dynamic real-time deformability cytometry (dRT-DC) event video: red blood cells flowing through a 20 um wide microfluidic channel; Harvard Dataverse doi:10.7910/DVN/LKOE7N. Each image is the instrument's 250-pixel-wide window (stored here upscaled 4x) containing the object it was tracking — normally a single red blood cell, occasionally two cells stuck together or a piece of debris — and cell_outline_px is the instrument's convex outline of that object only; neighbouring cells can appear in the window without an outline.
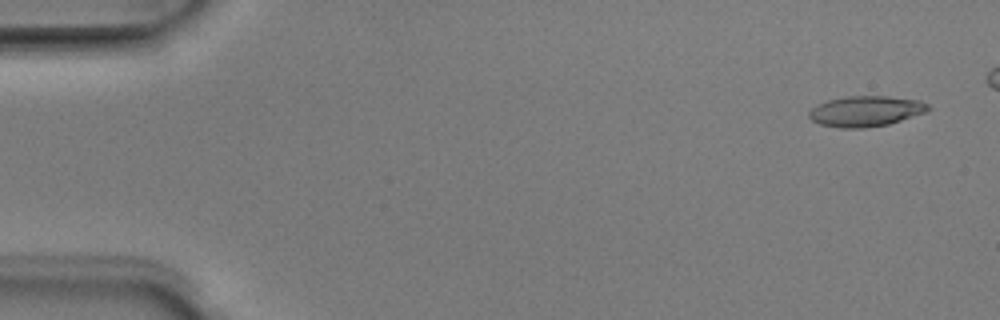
{"species": "Egyptian fruit bat (a non-hibernating species)", "species_latin": "Rousettus aegyptiacus", "temperature_condition": "room temperature", "stored_images_in_passage": 5, "camera_frame_rate_fps": 3000, "um_per_image_px": 0.085, "animal": {"sex": "male"}, "frame": {"image": 1, "passage_image": 1, "time_ms": 0.0, "image_size_px": [1000, 320], "cell_outline_px": [[932, 108], [928, 112], [888, 124], [864, 128], [840, 128], [820, 124], [812, 120], [808, 116], [808, 112], [816, 104], [828, 100], [848, 96], [888, 96], [920, 100], [928, 104]], "centroid_in_image_um": [73.61, 9.45], "position_along_channel_um": 11.4, "area_um2": 21.39}}
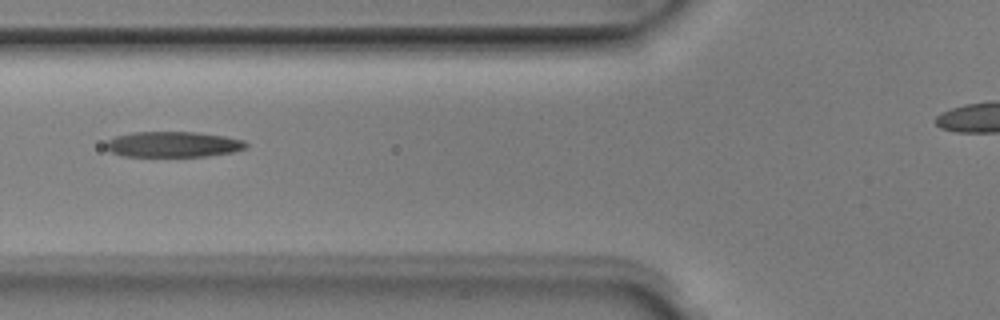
{"frame": {"image": 2, "passage_image": 5, "time_ms": 1.333, "image_size_px": [1000, 320], "cell_outline_px": [[248, 144], [244, 148], [232, 152], [208, 156], [124, 156], [112, 152], [104, 144], [108, 140], [116, 136], [132, 132], [196, 132], [224, 136], [244, 140]], "centroid_in_image_um": [14.72, 12.26], "position_along_channel_um": 111.1, "area_um2": 20.75}}